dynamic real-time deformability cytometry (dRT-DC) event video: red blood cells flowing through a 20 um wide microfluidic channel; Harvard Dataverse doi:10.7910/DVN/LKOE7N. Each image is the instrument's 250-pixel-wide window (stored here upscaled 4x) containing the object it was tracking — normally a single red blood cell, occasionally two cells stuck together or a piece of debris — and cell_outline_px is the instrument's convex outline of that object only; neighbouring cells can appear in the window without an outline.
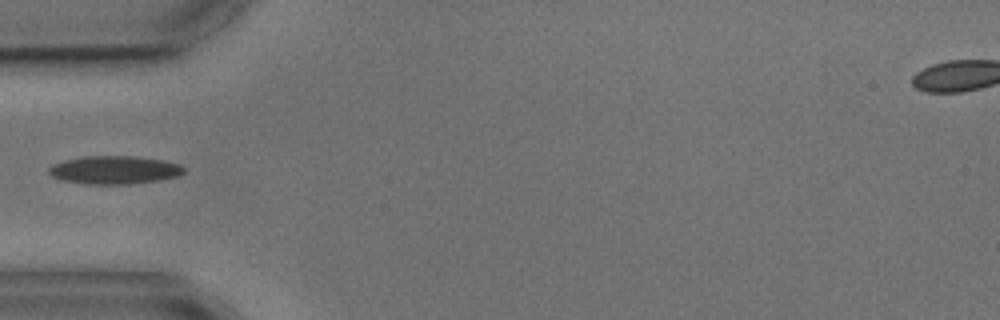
{"species": "common noctule bat (a hibernating species)", "species_latin": "Nyctalus noctula", "temperature_condition": "cold", "stored_images_in_passage": 1, "camera_frame_rate_fps": 3000, "um_per_image_px": 0.085, "animal": {"sex": "male", "body_mass_g": 17.9, "forearm_length_mm": 54.2}, "frame": {"image": 1, "passage_image": 1, "time_ms": 0.0, "image_size_px": [1000, 320], "cell_outline_px": [[184, 172], [176, 176], [156, 180], [128, 184], [84, 184], [64, 180], [52, 176], [48, 172], [48, 168], [52, 164], [64, 160], [84, 156], [136, 156], [164, 160], [180, 164], [184, 168]], "centroid_in_image_um": [9.7, 14.43], "position_along_channel_um": 75.3, "area_um2": 22.08}}